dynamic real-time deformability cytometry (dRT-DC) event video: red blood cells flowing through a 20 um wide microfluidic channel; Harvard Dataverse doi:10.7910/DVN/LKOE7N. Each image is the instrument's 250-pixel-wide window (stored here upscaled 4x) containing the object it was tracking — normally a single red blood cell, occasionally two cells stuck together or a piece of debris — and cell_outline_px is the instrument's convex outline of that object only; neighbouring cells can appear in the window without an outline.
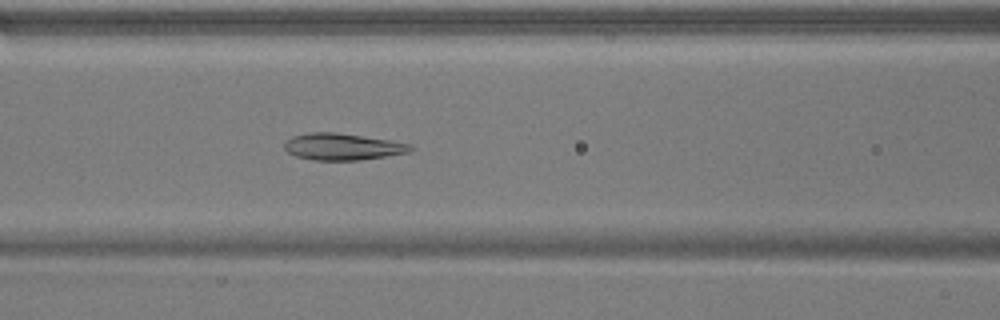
{"species": "common noctule bat (a hibernating species)", "species_latin": "Nyctalus noctula", "temperature_condition": "warm", "stored_images_in_passage": 44, "camera_frame_rate_fps": 3000, "um_per_image_px": 0.085, "animal": {"sex": "male", "body_mass_g": 17.9}, "frame": {"image": 1, "passage_image": 23, "time_ms": 7.333, "image_size_px": [1000, 320], "cell_outline_px": [[416, 148], [412, 152], [360, 160], [312, 160], [296, 156], [288, 152], [284, 148], [284, 144], [292, 136], [308, 132], [336, 132], [388, 140], [412, 144]], "centroid_in_image_um": [29.15, 12.47], "position_along_channel_um": 137.5, "area_um2": 19.71}}
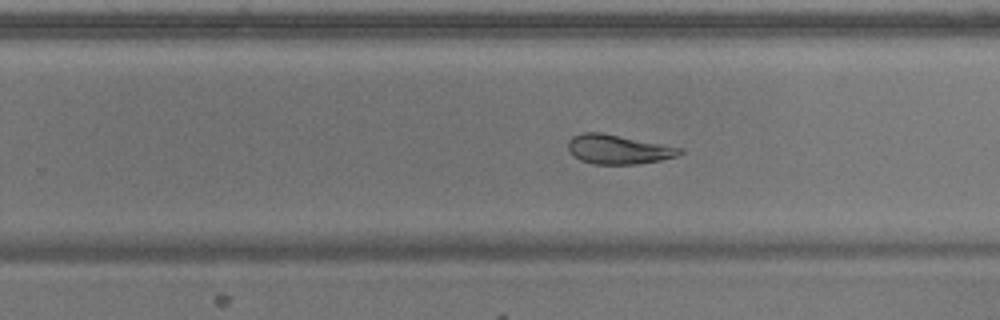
{"frame": {"image": 2, "passage_image": 34, "time_ms": 11.0, "image_size_px": [1000, 320], "cell_outline_px": [[684, 152], [676, 156], [660, 160], [636, 164], [592, 164], [580, 160], [568, 148], [568, 140], [572, 136], [580, 132], [600, 132], [684, 148]], "centroid_in_image_um": [52.55, 12.69], "position_along_channel_um": 277.2, "area_um2": 19.02}}
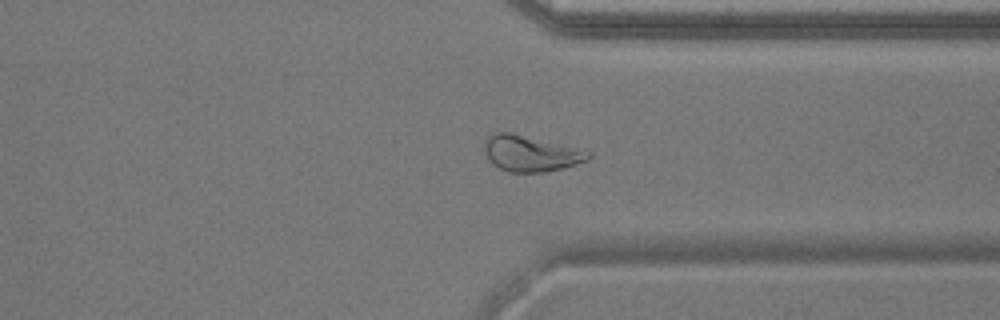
{"frame": {"image": 3, "passage_image": 41, "time_ms": 13.333, "image_size_px": [1000, 320], "cell_outline_px": [[592, 156], [588, 160], [560, 168], [544, 172], [508, 172], [492, 164], [488, 160], [484, 152], [484, 140], [488, 136], [496, 132], [508, 132], [592, 152]], "centroid_in_image_um": [45.04, 13.05], "position_along_channel_um": 366.4, "area_um2": 21.39}, "authors_computed_cell_mechanics": {"area_um2": 21.5305, "velocity_mm_per_s": 3.817, "shape_relaxation_time_tau1_ms": null, "shape_relaxation_time_tau2_ms": 5.1622, "deformation_change_tau1": null, "deformation_change_tau2": 0.0798}}